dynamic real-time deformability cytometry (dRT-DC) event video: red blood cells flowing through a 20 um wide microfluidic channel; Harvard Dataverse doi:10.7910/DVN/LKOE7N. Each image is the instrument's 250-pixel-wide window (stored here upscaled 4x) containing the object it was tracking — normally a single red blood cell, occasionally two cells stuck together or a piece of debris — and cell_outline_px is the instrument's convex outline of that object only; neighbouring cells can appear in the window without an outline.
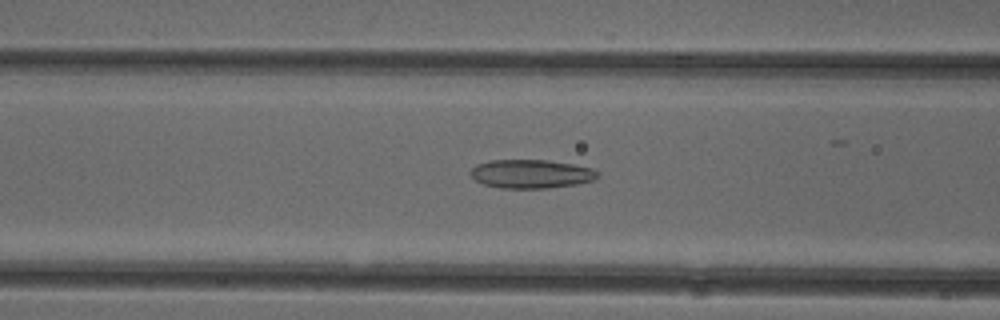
{"species": "common noctule bat (a hibernating species)", "species_latin": "Nyctalus noctula", "temperature_condition": "cold", "stored_images_in_passage": 52, "camera_frame_rate_fps": 3000, "um_per_image_px": 0.085, "animal": {"sex": "female"}, "frame": {"image": 1, "passage_image": 21, "time_ms": 6.667, "image_size_px": [1000, 320], "cell_outline_px": [[600, 176], [596, 180], [576, 184], [548, 188], [500, 188], [484, 184], [476, 180], [468, 172], [476, 164], [488, 160], [544, 160], [572, 164], [592, 168], [600, 172]], "centroid_in_image_um": [45.16, 14.78], "position_along_channel_um": 121.4, "area_um2": 21.39}}
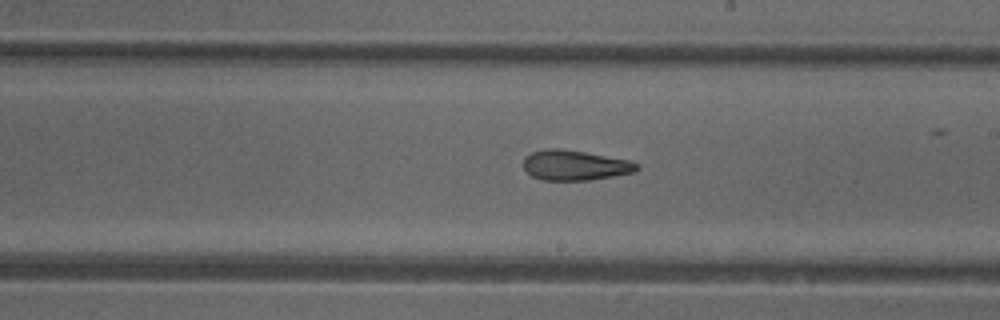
{"frame": {"image": 2, "passage_image": 30, "time_ms": 9.667, "image_size_px": [1000, 320], "cell_outline_px": [[640, 168], [632, 172], [612, 176], [588, 180], [544, 180], [532, 176], [524, 168], [524, 156], [532, 152], [548, 148], [560, 148], [584, 152], [628, 160], [640, 164]], "centroid_in_image_um": [48.85, 14.04], "position_along_channel_um": 240.2, "area_um2": 19.71}}
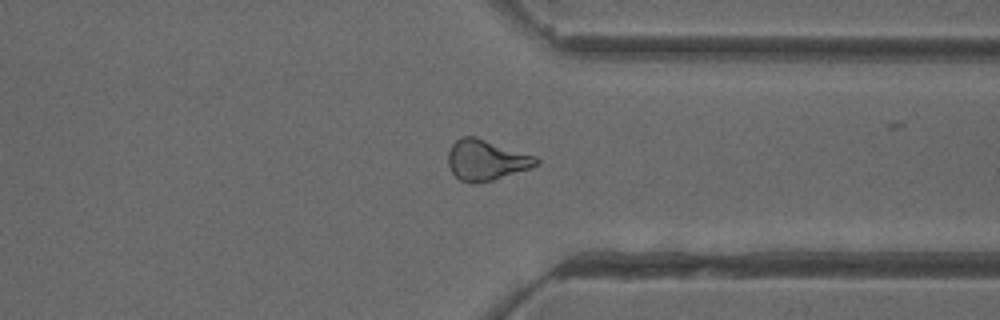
{"frame": {"image": 3, "passage_image": 40, "time_ms": 13.0, "image_size_px": [1000, 320], "cell_outline_px": [[540, 164], [492, 180], [460, 180], [452, 172], [448, 164], [448, 152], [452, 144], [460, 136], [476, 136], [536, 156], [540, 160]], "centroid_in_image_um": [41.33, 13.54], "position_along_channel_um": 370.1, "area_um2": 20.35}, "authors_computed_cell_mechanics": {"area_um2": 21.4149, "velocity_mm_per_s": 3.9489, "shape_relaxation_time_tau1_ms": null, "shape_relaxation_time_tau2_ms": 4.5108, "deformation_change_tau1": null, "deformation_change_tau2": 0.1339}}